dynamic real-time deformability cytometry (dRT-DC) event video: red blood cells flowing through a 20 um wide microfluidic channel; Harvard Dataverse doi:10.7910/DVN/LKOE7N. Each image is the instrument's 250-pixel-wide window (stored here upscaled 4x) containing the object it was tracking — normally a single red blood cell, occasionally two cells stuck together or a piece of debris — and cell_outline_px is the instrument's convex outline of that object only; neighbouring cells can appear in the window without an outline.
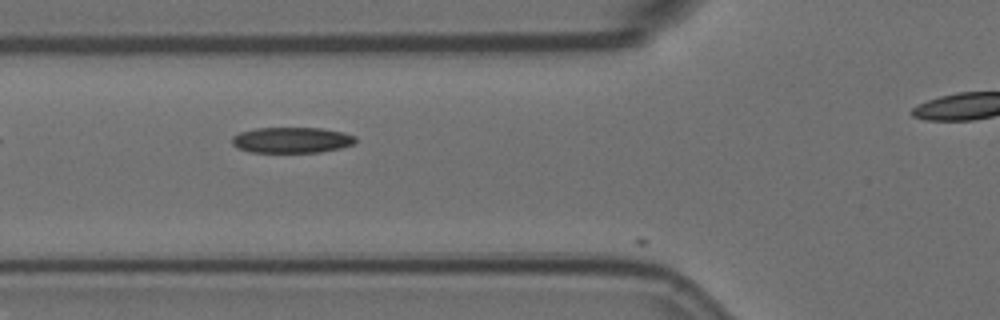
{"species": "Egyptian fruit bat (a non-hibernating species)", "species_latin": "Rousettus aegyptiacus", "temperature_condition": "room temperature", "stored_images_in_passage": 5, "camera_frame_rate_fps": 3000, "um_per_image_px": 0.085, "animal": {"sex": "female"}, "frame": {"image": 1, "passage_image": 2, "time_ms": 0.333, "image_size_px": [1000, 320], "cell_outline_px": [[356, 140], [352, 144], [340, 148], [320, 152], [252, 152], [236, 148], [232, 144], [232, 136], [240, 132], [256, 128], [320, 128], [344, 132], [356, 136]], "centroid_in_image_um": [24.78, 11.9], "position_along_channel_um": 101.0, "area_um2": 18.55}}